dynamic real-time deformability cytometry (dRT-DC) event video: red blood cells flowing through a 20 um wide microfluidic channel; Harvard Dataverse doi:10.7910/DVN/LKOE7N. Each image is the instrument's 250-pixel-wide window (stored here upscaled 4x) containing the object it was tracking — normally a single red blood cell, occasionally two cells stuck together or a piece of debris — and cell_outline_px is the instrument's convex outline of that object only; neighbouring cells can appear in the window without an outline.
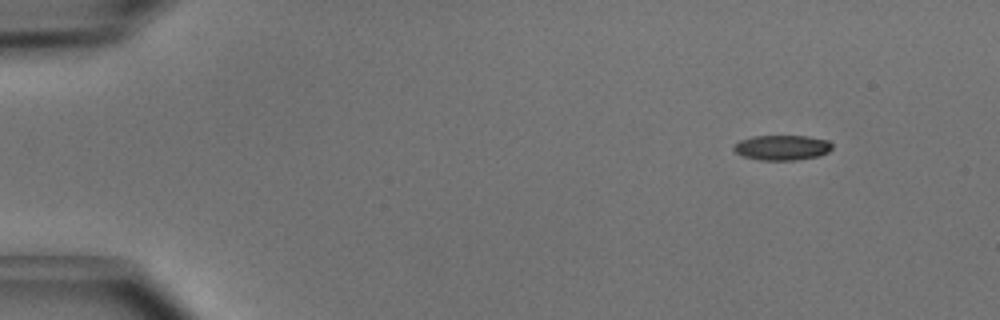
{"species": "common noctule bat (a hibernating species)", "species_latin": "Nyctalus noctula", "temperature_condition": "cold", "stored_images_in_passage": 4, "camera_frame_rate_fps": 3000, "um_per_image_px": 0.085, "animal": {"sex": "male", "body_mass_g": 15.6}, "frame": {"image": 1, "passage_image": 1, "time_ms": 0.0, "image_size_px": [1000, 320], "cell_outline_px": [[832, 148], [828, 152], [820, 156], [796, 160], [760, 160], [744, 156], [736, 152], [732, 148], [740, 140], [752, 136], [808, 136], [828, 140], [832, 144]], "centroid_in_image_um": [66.5, 12.54], "position_along_channel_um": 18.5, "area_um2": 14.39}}
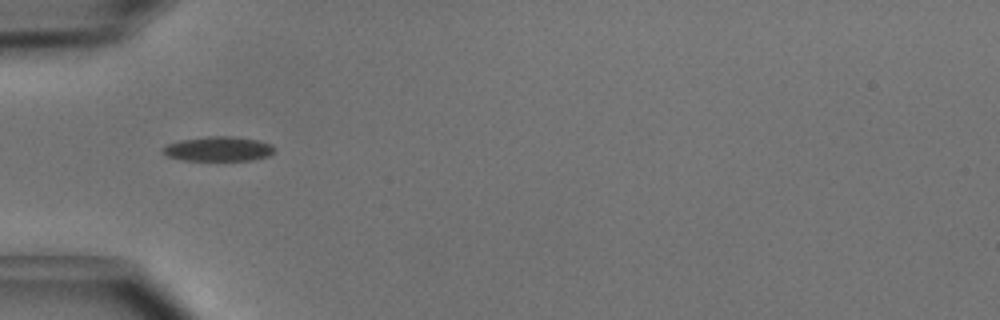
{"frame": {"image": 2, "passage_image": 4, "time_ms": 1.0, "image_size_px": [1000, 320], "cell_outline_px": [[276, 152], [268, 156], [252, 160], [184, 160], [168, 156], [160, 152], [160, 148], [168, 144], [180, 140], [208, 136], [232, 136], [256, 140], [272, 144], [276, 148]], "centroid_in_image_um": [18.57, 12.65], "position_along_channel_um": 66.4, "area_um2": 16.13}}